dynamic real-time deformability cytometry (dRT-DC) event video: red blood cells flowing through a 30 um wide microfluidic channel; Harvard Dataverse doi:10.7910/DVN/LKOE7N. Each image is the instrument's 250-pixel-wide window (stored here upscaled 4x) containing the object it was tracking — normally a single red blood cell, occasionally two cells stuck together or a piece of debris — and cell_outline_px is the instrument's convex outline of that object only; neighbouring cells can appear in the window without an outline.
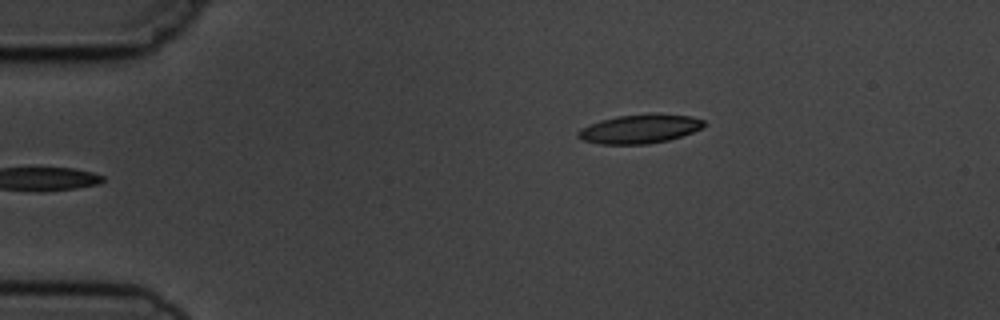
{"species": "common noctule bat (a hibernating species)", "species_latin": "Nyctalus noctula", "temperature_condition": "cold", "stored_images_in_passage": 5, "camera_frame_rate_fps": 3000, "um_per_image_px": 0.085, "animal": {"sex": "male", "body_mass_g": 19.5, "forearm_length_mm": 54.6}, "frame": {"image": 1, "passage_image": 5, "time_ms": 4.667, "image_size_px": [1000, 320], "cell_outline_px": [[704, 124], [700, 128], [692, 132], [668, 140], [648, 144], [600, 144], [580, 140], [576, 136], [576, 132], [580, 128], [588, 124], [600, 120], [616, 116], [692, 116], [704, 120]], "centroid_in_image_um": [54.25, 11.0], "position_along_channel_um": 30.8, "area_um2": 20.52}}